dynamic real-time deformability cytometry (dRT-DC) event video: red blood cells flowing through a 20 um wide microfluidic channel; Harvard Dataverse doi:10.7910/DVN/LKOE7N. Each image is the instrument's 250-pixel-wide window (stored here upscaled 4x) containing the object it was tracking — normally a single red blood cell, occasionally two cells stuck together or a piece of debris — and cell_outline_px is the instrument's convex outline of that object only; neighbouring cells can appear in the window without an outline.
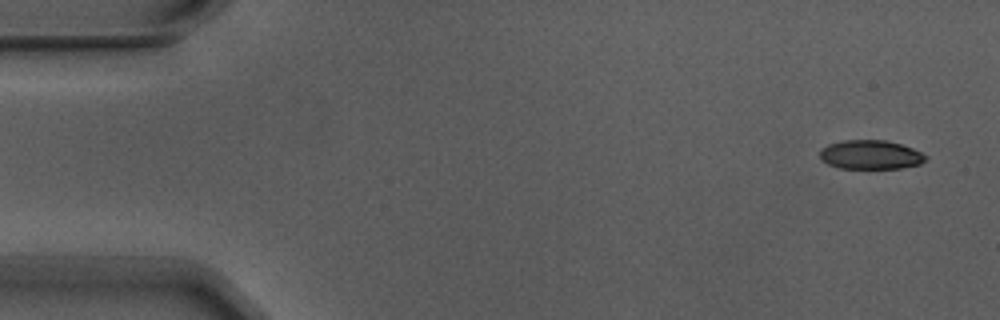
{"species": "Egyptian fruit bat (a non-hibernating species)", "species_latin": "Rousettus aegyptiacus", "temperature_condition": "warm", "stored_images_in_passage": 6, "camera_frame_rate_fps": 3000, "um_per_image_px": 0.085, "animal": {"sex": "male"}, "frame": {"image": 1, "passage_image": 1, "time_ms": 0.0, "image_size_px": [1000, 320], "cell_outline_px": [[928, 160], [920, 164], [900, 168], [840, 168], [828, 164], [820, 156], [820, 152], [828, 144], [844, 140], [884, 140], [900, 144], [912, 148], [928, 156]], "centroid_in_image_um": [74.04, 13.15], "position_along_channel_um": 11.0, "area_um2": 17.74}}
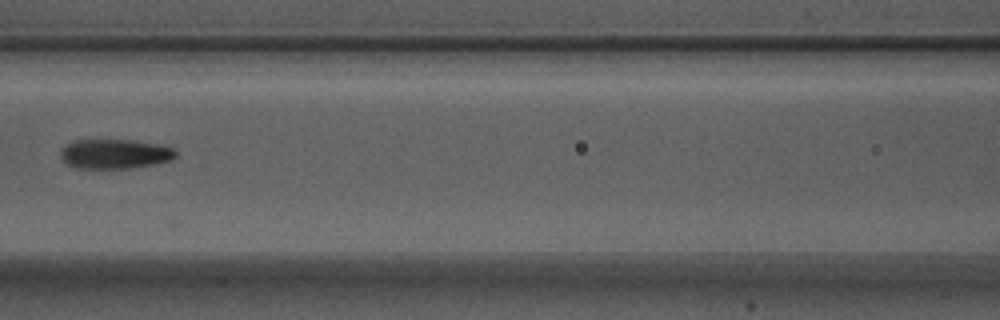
{"frame": {"image": 2, "passage_image": 6, "time_ms": 1.667, "image_size_px": [1000, 320], "cell_outline_px": [[176, 156], [172, 160], [152, 164], [128, 168], [76, 168], [68, 164], [60, 156], [60, 148], [64, 144], [72, 140], [132, 140], [160, 144], [172, 148], [176, 152]], "centroid_in_image_um": [9.72, 13.07], "position_along_channel_um": 156.9, "area_um2": 19.88}}